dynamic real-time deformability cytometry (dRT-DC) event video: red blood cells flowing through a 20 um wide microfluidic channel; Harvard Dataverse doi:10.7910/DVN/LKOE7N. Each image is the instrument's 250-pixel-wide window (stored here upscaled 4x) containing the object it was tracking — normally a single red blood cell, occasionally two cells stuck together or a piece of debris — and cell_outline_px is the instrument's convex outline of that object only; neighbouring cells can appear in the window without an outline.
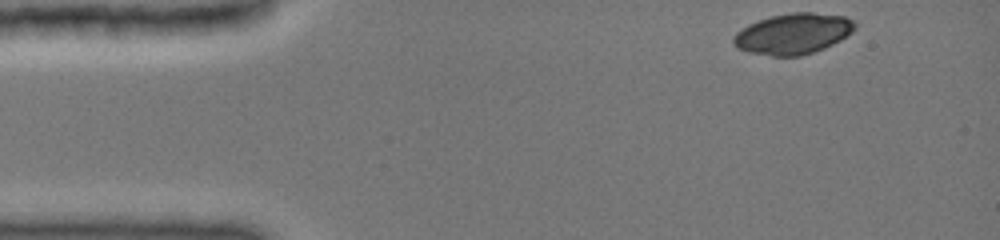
{"species": "common noctule bat (a hibernating species)", "species_latin": "Nyctalus noctula", "temperature_condition": "cold", "stored_images_in_passage": 19, "camera_frame_rate_fps": 3000, "um_per_image_px": 0.085, "animal": {"sex": "female", "body_mass_g": 19.0, "forearm_length_mm": 51.5}, "frame": {"image": 1, "passage_image": 1, "time_ms": 0.0, "image_size_px": [1000, 240], "cell_outline_px": [[856, 28], [852, 32], [840, 40], [824, 48], [800, 56], [772, 56], [752, 52], [740, 48], [732, 40], [736, 32], [748, 24], [772, 16], [792, 12], [812, 12], [844, 16], [852, 20], [856, 24]], "centroid_in_image_um": [67.45, 2.85], "position_along_channel_um": 17.6, "area_um2": 28.5}}
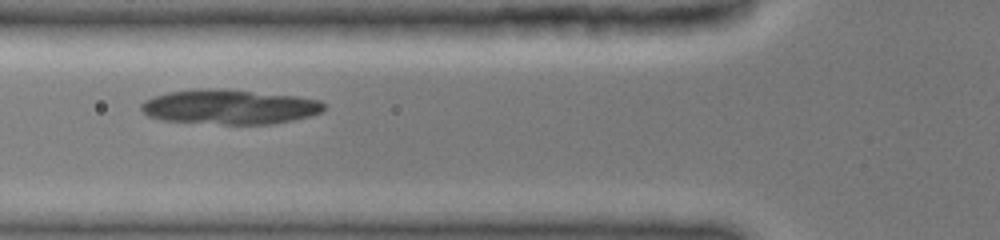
{"frame": {"image": 2, "passage_image": 11, "time_ms": 4.333, "image_size_px": [1000, 240], "cell_outline_px": [[324, 108], [320, 112], [308, 116], [268, 124], [224, 124], [160, 120], [148, 116], [140, 108], [140, 104], [144, 100], [152, 96], [168, 92], [208, 88], [296, 96], [320, 100], [324, 104]], "centroid_in_image_um": [19.43, 9.09], "position_along_channel_um": 106.4, "area_um2": 36.36}}
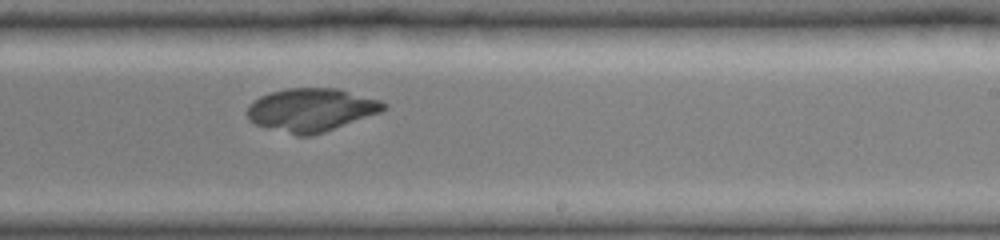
{"frame": {"image": 3, "passage_image": 19, "time_ms": 8.333, "image_size_px": [1000, 240], "cell_outline_px": [[388, 104], [380, 112], [324, 132], [308, 136], [296, 136], [256, 124], [248, 120], [248, 108], [260, 96], [268, 92], [288, 88], [340, 88], [380, 100]], "centroid_in_image_um": [26.46, 9.33], "position_along_channel_um": 262.5, "area_um2": 34.1}}